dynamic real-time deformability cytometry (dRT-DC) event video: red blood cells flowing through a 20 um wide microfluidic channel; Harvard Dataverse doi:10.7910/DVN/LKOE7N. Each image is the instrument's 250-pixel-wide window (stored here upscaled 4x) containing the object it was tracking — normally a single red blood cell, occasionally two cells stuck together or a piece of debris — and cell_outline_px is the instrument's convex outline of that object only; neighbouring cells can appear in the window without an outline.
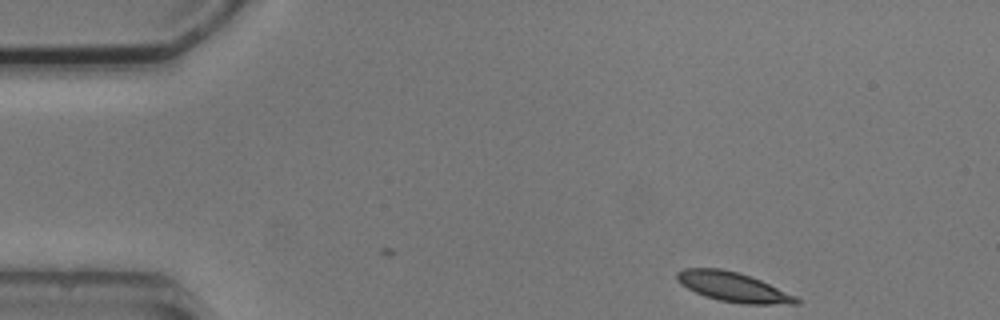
{"species": "common noctule bat (a hibernating species)", "species_latin": "Nyctalus noctula", "temperature_condition": "cold", "stored_images_in_passage": 8, "camera_frame_rate_fps": 3000, "um_per_image_px": 0.085, "animal": {"sex": "male", "body_mass_g": 20.5, "forearm_length_mm": 52.5}, "frame": {"image": 1, "passage_image": 1, "time_ms": 0.0, "image_size_px": [1000, 320], "cell_outline_px": [[800, 304], [744, 304], [720, 300], [704, 296], [680, 284], [676, 280], [676, 272], [684, 268], [720, 268], [736, 272], [760, 280], [796, 296], [800, 300]], "centroid_in_image_um": [62.29, 24.39], "position_along_channel_um": 22.7, "area_um2": 20.35}}
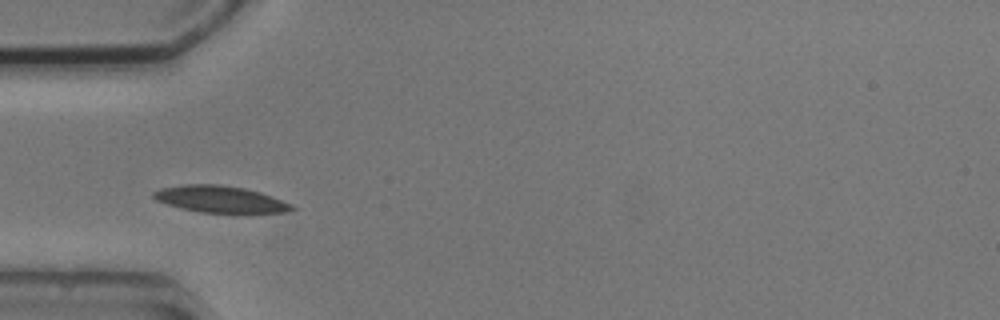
{"frame": {"image": 2, "passage_image": 4, "time_ms": 3.333, "image_size_px": [1000, 320], "cell_outline_px": [[296, 208], [288, 212], [236, 216], [200, 212], [180, 208], [156, 200], [152, 196], [152, 192], [160, 188], [184, 184], [220, 184], [244, 188], [260, 192], [272, 196], [292, 204]], "centroid_in_image_um": [18.8, 16.99], "position_along_channel_um": 66.2, "area_um2": 22.66}}